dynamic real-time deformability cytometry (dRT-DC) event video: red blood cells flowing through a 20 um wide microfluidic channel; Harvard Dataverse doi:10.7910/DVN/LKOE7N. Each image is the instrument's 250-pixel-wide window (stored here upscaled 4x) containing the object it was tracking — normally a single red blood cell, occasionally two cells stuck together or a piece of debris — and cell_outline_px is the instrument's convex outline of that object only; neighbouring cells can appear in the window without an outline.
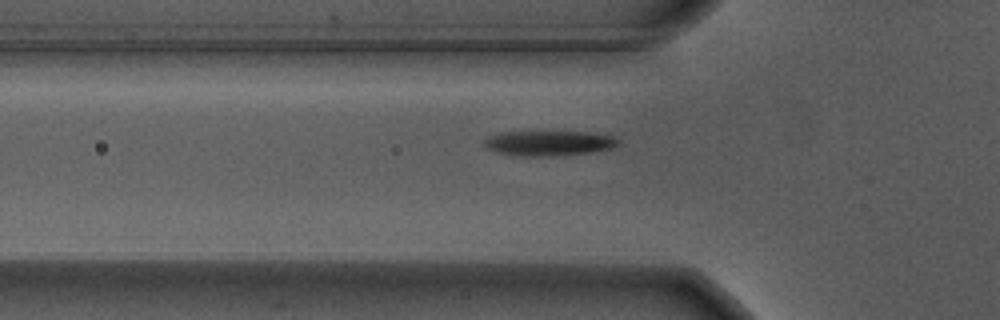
{"species": "Egyptian fruit bat (a non-hibernating species)", "species_latin": "Rousettus aegyptiacus", "temperature_condition": "warm", "stored_images_in_passage": 39, "camera_frame_rate_fps": 3000, "um_per_image_px": 0.085, "animal": {"sex": "male"}, "frame": {"image": 1, "passage_image": 4, "time_ms": 1.0, "image_size_px": [1000, 320], "cell_outline_px": [[620, 144], [612, 148], [588, 152], [552, 156], [516, 156], [496, 152], [488, 148], [484, 144], [484, 140], [488, 136], [500, 132], [592, 132], [612, 136], [620, 140]], "centroid_in_image_um": [46.65, 12.16], "position_along_channel_um": 79.2, "area_um2": 19.54}}
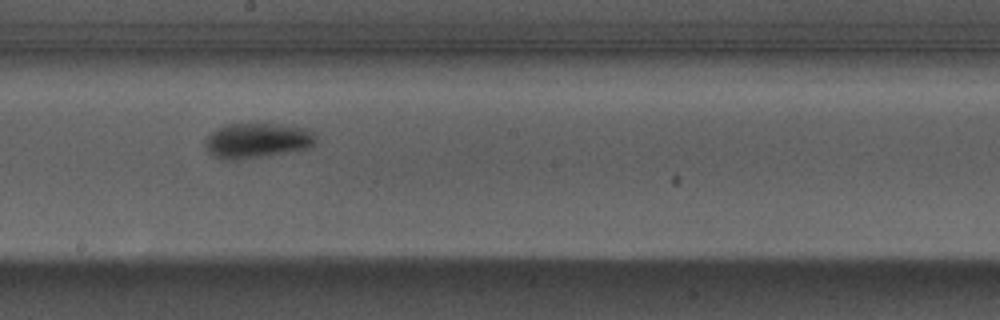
{"frame": {"image": 2, "passage_image": 16, "time_ms": 5.0, "image_size_px": [1000, 320], "cell_outline_px": [[316, 144], [312, 148], [236, 160], [224, 160], [208, 152], [204, 144], [204, 140], [216, 128], [228, 124], [276, 124], [308, 128], [316, 136]], "centroid_in_image_um": [21.88, 11.94], "position_along_channel_um": 226.3, "area_um2": 22.66}}
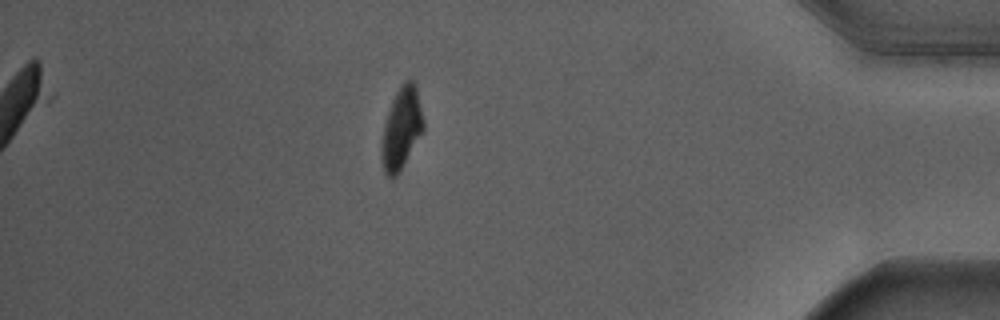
{"frame": {"image": 3, "passage_image": 34, "time_ms": 11.0, "image_size_px": [1000, 320], "cell_outline_px": [[424, 128], [396, 176], [388, 176], [384, 172], [380, 156], [380, 152], [384, 124], [392, 100], [400, 84], [404, 80], [412, 80], [416, 84], [424, 120]], "centroid_in_image_um": [34.11, 10.86], "position_along_channel_um": 401.1, "area_um2": 19.65}}